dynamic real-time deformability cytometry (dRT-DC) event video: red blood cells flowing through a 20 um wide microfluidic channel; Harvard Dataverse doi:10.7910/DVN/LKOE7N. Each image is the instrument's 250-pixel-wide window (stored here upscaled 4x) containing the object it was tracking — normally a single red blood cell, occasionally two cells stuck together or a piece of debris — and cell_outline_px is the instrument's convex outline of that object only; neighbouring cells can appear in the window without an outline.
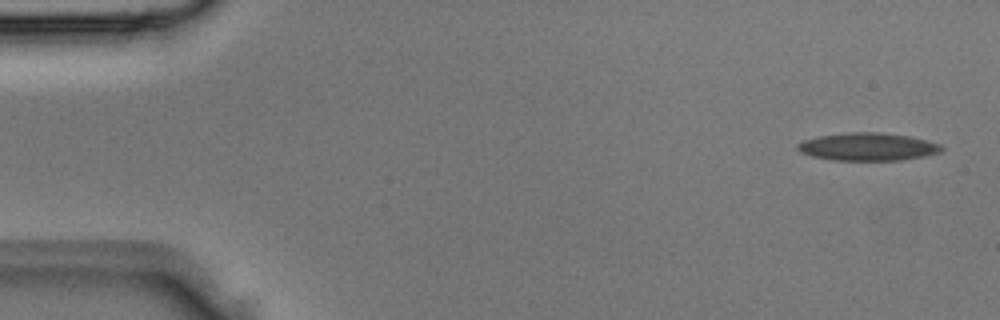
{"species": "Egyptian fruit bat (a non-hibernating species)", "species_latin": "Rousettus aegyptiacus", "temperature_condition": "room temperature", "stored_images_in_passage": 4, "segment_of_instrument_passage": [1, 2], "camera_frame_rate_fps": 3000, "um_per_image_px": 0.085, "animal": {"sex": "male"}, "frame": {"image": 1, "passage_image": 1, "time_ms": 0.0, "image_size_px": [1000, 320], "cell_outline_px": [[944, 148], [940, 152], [924, 156], [900, 160], [832, 160], [812, 156], [800, 152], [796, 148], [796, 144], [804, 140], [820, 136], [848, 132], [876, 132], [908, 136], [928, 140], [940, 144]], "centroid_in_image_um": [73.75, 12.47], "position_along_channel_um": 11.2, "area_um2": 23.24}}